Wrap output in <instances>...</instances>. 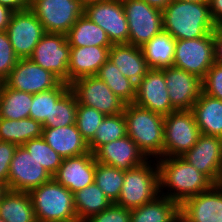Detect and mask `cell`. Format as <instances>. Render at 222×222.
<instances>
[{
  "instance_id": "6da1fadb",
  "label": "cell",
  "mask_w": 222,
  "mask_h": 222,
  "mask_svg": "<svg viewBox=\"0 0 222 222\" xmlns=\"http://www.w3.org/2000/svg\"><path fill=\"white\" fill-rule=\"evenodd\" d=\"M160 195L181 205L185 200L209 190L214 183L182 157L156 159ZM164 189V190H163Z\"/></svg>"
},
{
  "instance_id": "7a4b0ae2",
  "label": "cell",
  "mask_w": 222,
  "mask_h": 222,
  "mask_svg": "<svg viewBox=\"0 0 222 222\" xmlns=\"http://www.w3.org/2000/svg\"><path fill=\"white\" fill-rule=\"evenodd\" d=\"M162 12L163 31L176 40L203 37L213 33L217 27L212 20L208 2L173 0Z\"/></svg>"
},
{
  "instance_id": "3957f363",
  "label": "cell",
  "mask_w": 222,
  "mask_h": 222,
  "mask_svg": "<svg viewBox=\"0 0 222 222\" xmlns=\"http://www.w3.org/2000/svg\"><path fill=\"white\" fill-rule=\"evenodd\" d=\"M127 135L147 159L163 158L164 116L135 103L125 105Z\"/></svg>"
},
{
  "instance_id": "277c9868",
  "label": "cell",
  "mask_w": 222,
  "mask_h": 222,
  "mask_svg": "<svg viewBox=\"0 0 222 222\" xmlns=\"http://www.w3.org/2000/svg\"><path fill=\"white\" fill-rule=\"evenodd\" d=\"M37 222H79L74 194L53 178L29 192Z\"/></svg>"
},
{
  "instance_id": "5b68a950",
  "label": "cell",
  "mask_w": 222,
  "mask_h": 222,
  "mask_svg": "<svg viewBox=\"0 0 222 222\" xmlns=\"http://www.w3.org/2000/svg\"><path fill=\"white\" fill-rule=\"evenodd\" d=\"M159 195L158 165L155 159H148L142 165L124 171V181L116 204L132 210L153 201Z\"/></svg>"
},
{
  "instance_id": "8992f818",
  "label": "cell",
  "mask_w": 222,
  "mask_h": 222,
  "mask_svg": "<svg viewBox=\"0 0 222 222\" xmlns=\"http://www.w3.org/2000/svg\"><path fill=\"white\" fill-rule=\"evenodd\" d=\"M201 135L191 110L174 111L164 116L163 157H181Z\"/></svg>"
},
{
  "instance_id": "52a82bcc",
  "label": "cell",
  "mask_w": 222,
  "mask_h": 222,
  "mask_svg": "<svg viewBox=\"0 0 222 222\" xmlns=\"http://www.w3.org/2000/svg\"><path fill=\"white\" fill-rule=\"evenodd\" d=\"M29 9L42 23L45 32L67 34L85 5L80 0H30Z\"/></svg>"
},
{
  "instance_id": "ba28073f",
  "label": "cell",
  "mask_w": 222,
  "mask_h": 222,
  "mask_svg": "<svg viewBox=\"0 0 222 222\" xmlns=\"http://www.w3.org/2000/svg\"><path fill=\"white\" fill-rule=\"evenodd\" d=\"M129 27L128 44L142 47L163 31V12L143 0H122Z\"/></svg>"
},
{
  "instance_id": "9c48e42d",
  "label": "cell",
  "mask_w": 222,
  "mask_h": 222,
  "mask_svg": "<svg viewBox=\"0 0 222 222\" xmlns=\"http://www.w3.org/2000/svg\"><path fill=\"white\" fill-rule=\"evenodd\" d=\"M214 63V32L196 39L176 40L174 67L203 79Z\"/></svg>"
},
{
  "instance_id": "30bf717a",
  "label": "cell",
  "mask_w": 222,
  "mask_h": 222,
  "mask_svg": "<svg viewBox=\"0 0 222 222\" xmlns=\"http://www.w3.org/2000/svg\"><path fill=\"white\" fill-rule=\"evenodd\" d=\"M78 104L95 108L104 115L124 112L126 103L115 95L107 84L97 76H85L70 83Z\"/></svg>"
},
{
  "instance_id": "8fae6325",
  "label": "cell",
  "mask_w": 222,
  "mask_h": 222,
  "mask_svg": "<svg viewBox=\"0 0 222 222\" xmlns=\"http://www.w3.org/2000/svg\"><path fill=\"white\" fill-rule=\"evenodd\" d=\"M84 14L106 32L112 45L128 43L129 27L122 0L86 4Z\"/></svg>"
},
{
  "instance_id": "7c38bea8",
  "label": "cell",
  "mask_w": 222,
  "mask_h": 222,
  "mask_svg": "<svg viewBox=\"0 0 222 222\" xmlns=\"http://www.w3.org/2000/svg\"><path fill=\"white\" fill-rule=\"evenodd\" d=\"M70 49L65 34L46 32L29 59L68 83Z\"/></svg>"
},
{
  "instance_id": "4fadbf2b",
  "label": "cell",
  "mask_w": 222,
  "mask_h": 222,
  "mask_svg": "<svg viewBox=\"0 0 222 222\" xmlns=\"http://www.w3.org/2000/svg\"><path fill=\"white\" fill-rule=\"evenodd\" d=\"M6 32L19 59L30 58L46 33L42 23L29 8L13 12Z\"/></svg>"
},
{
  "instance_id": "5bb4252c",
  "label": "cell",
  "mask_w": 222,
  "mask_h": 222,
  "mask_svg": "<svg viewBox=\"0 0 222 222\" xmlns=\"http://www.w3.org/2000/svg\"><path fill=\"white\" fill-rule=\"evenodd\" d=\"M51 179L49 172L23 146H17L10 164L8 190L29 193Z\"/></svg>"
},
{
  "instance_id": "9a60e30c",
  "label": "cell",
  "mask_w": 222,
  "mask_h": 222,
  "mask_svg": "<svg viewBox=\"0 0 222 222\" xmlns=\"http://www.w3.org/2000/svg\"><path fill=\"white\" fill-rule=\"evenodd\" d=\"M62 81L31 59H19L3 83L14 90L30 94L56 88Z\"/></svg>"
},
{
  "instance_id": "2e32d148",
  "label": "cell",
  "mask_w": 222,
  "mask_h": 222,
  "mask_svg": "<svg viewBox=\"0 0 222 222\" xmlns=\"http://www.w3.org/2000/svg\"><path fill=\"white\" fill-rule=\"evenodd\" d=\"M134 103L162 116H167L176 111L171 106L162 69H149L146 75L136 84Z\"/></svg>"
},
{
  "instance_id": "e0dca14e",
  "label": "cell",
  "mask_w": 222,
  "mask_h": 222,
  "mask_svg": "<svg viewBox=\"0 0 222 222\" xmlns=\"http://www.w3.org/2000/svg\"><path fill=\"white\" fill-rule=\"evenodd\" d=\"M214 184L222 175V138L201 134L197 143L181 156Z\"/></svg>"
},
{
  "instance_id": "ac0fdd59",
  "label": "cell",
  "mask_w": 222,
  "mask_h": 222,
  "mask_svg": "<svg viewBox=\"0 0 222 222\" xmlns=\"http://www.w3.org/2000/svg\"><path fill=\"white\" fill-rule=\"evenodd\" d=\"M171 106L176 110H191L203 92L202 79L174 66L162 69Z\"/></svg>"
},
{
  "instance_id": "d6986e66",
  "label": "cell",
  "mask_w": 222,
  "mask_h": 222,
  "mask_svg": "<svg viewBox=\"0 0 222 222\" xmlns=\"http://www.w3.org/2000/svg\"><path fill=\"white\" fill-rule=\"evenodd\" d=\"M180 215L186 222H222V187L214 184L188 198L180 205Z\"/></svg>"
},
{
  "instance_id": "ffe728a7",
  "label": "cell",
  "mask_w": 222,
  "mask_h": 222,
  "mask_svg": "<svg viewBox=\"0 0 222 222\" xmlns=\"http://www.w3.org/2000/svg\"><path fill=\"white\" fill-rule=\"evenodd\" d=\"M96 160L92 152L64 158L52 178L75 193L94 182Z\"/></svg>"
},
{
  "instance_id": "44dd1931",
  "label": "cell",
  "mask_w": 222,
  "mask_h": 222,
  "mask_svg": "<svg viewBox=\"0 0 222 222\" xmlns=\"http://www.w3.org/2000/svg\"><path fill=\"white\" fill-rule=\"evenodd\" d=\"M93 154L97 162L123 171L138 167L148 160L128 135L100 146Z\"/></svg>"
},
{
  "instance_id": "7402d4cb",
  "label": "cell",
  "mask_w": 222,
  "mask_h": 222,
  "mask_svg": "<svg viewBox=\"0 0 222 222\" xmlns=\"http://www.w3.org/2000/svg\"><path fill=\"white\" fill-rule=\"evenodd\" d=\"M111 47H71L68 64V84L80 77L96 75L100 67L109 59V49Z\"/></svg>"
},
{
  "instance_id": "603a6c76",
  "label": "cell",
  "mask_w": 222,
  "mask_h": 222,
  "mask_svg": "<svg viewBox=\"0 0 222 222\" xmlns=\"http://www.w3.org/2000/svg\"><path fill=\"white\" fill-rule=\"evenodd\" d=\"M42 138L63 159L89 152L88 143L81 136L76 124L57 128H43Z\"/></svg>"
},
{
  "instance_id": "cb8c5ba5",
  "label": "cell",
  "mask_w": 222,
  "mask_h": 222,
  "mask_svg": "<svg viewBox=\"0 0 222 222\" xmlns=\"http://www.w3.org/2000/svg\"><path fill=\"white\" fill-rule=\"evenodd\" d=\"M109 60L117 66L122 75L137 84L149 67L140 47L131 44H114L109 49Z\"/></svg>"
},
{
  "instance_id": "d4e9b609",
  "label": "cell",
  "mask_w": 222,
  "mask_h": 222,
  "mask_svg": "<svg viewBox=\"0 0 222 222\" xmlns=\"http://www.w3.org/2000/svg\"><path fill=\"white\" fill-rule=\"evenodd\" d=\"M191 111L201 134L222 138V101L201 93Z\"/></svg>"
},
{
  "instance_id": "484cf974",
  "label": "cell",
  "mask_w": 222,
  "mask_h": 222,
  "mask_svg": "<svg viewBox=\"0 0 222 222\" xmlns=\"http://www.w3.org/2000/svg\"><path fill=\"white\" fill-rule=\"evenodd\" d=\"M0 218L6 222H37L29 193L7 189L0 199Z\"/></svg>"
},
{
  "instance_id": "4316f807",
  "label": "cell",
  "mask_w": 222,
  "mask_h": 222,
  "mask_svg": "<svg viewBox=\"0 0 222 222\" xmlns=\"http://www.w3.org/2000/svg\"><path fill=\"white\" fill-rule=\"evenodd\" d=\"M176 39L162 31L141 48L149 69H163L173 66Z\"/></svg>"
},
{
  "instance_id": "83f0119b",
  "label": "cell",
  "mask_w": 222,
  "mask_h": 222,
  "mask_svg": "<svg viewBox=\"0 0 222 222\" xmlns=\"http://www.w3.org/2000/svg\"><path fill=\"white\" fill-rule=\"evenodd\" d=\"M180 215V205L162 195L131 210L130 222H174Z\"/></svg>"
},
{
  "instance_id": "f1b7e54d",
  "label": "cell",
  "mask_w": 222,
  "mask_h": 222,
  "mask_svg": "<svg viewBox=\"0 0 222 222\" xmlns=\"http://www.w3.org/2000/svg\"><path fill=\"white\" fill-rule=\"evenodd\" d=\"M66 36L70 47L112 46L106 32L85 14L78 18Z\"/></svg>"
},
{
  "instance_id": "f546056e",
  "label": "cell",
  "mask_w": 222,
  "mask_h": 222,
  "mask_svg": "<svg viewBox=\"0 0 222 222\" xmlns=\"http://www.w3.org/2000/svg\"><path fill=\"white\" fill-rule=\"evenodd\" d=\"M42 124L32 118L10 120L0 118V141L22 146L31 139L42 137Z\"/></svg>"
},
{
  "instance_id": "4dcf8cb0",
  "label": "cell",
  "mask_w": 222,
  "mask_h": 222,
  "mask_svg": "<svg viewBox=\"0 0 222 222\" xmlns=\"http://www.w3.org/2000/svg\"><path fill=\"white\" fill-rule=\"evenodd\" d=\"M73 194L79 222H85L91 216L102 212L112 204V201L106 197L95 182Z\"/></svg>"
},
{
  "instance_id": "1f68e13d",
  "label": "cell",
  "mask_w": 222,
  "mask_h": 222,
  "mask_svg": "<svg viewBox=\"0 0 222 222\" xmlns=\"http://www.w3.org/2000/svg\"><path fill=\"white\" fill-rule=\"evenodd\" d=\"M33 94L7 87L0 83V118L21 120L29 117Z\"/></svg>"
},
{
  "instance_id": "d6a6232c",
  "label": "cell",
  "mask_w": 222,
  "mask_h": 222,
  "mask_svg": "<svg viewBox=\"0 0 222 222\" xmlns=\"http://www.w3.org/2000/svg\"><path fill=\"white\" fill-rule=\"evenodd\" d=\"M70 89V84L61 82L56 88L33 94L29 118L39 121L43 128H51L52 104Z\"/></svg>"
},
{
  "instance_id": "836d02e7",
  "label": "cell",
  "mask_w": 222,
  "mask_h": 222,
  "mask_svg": "<svg viewBox=\"0 0 222 222\" xmlns=\"http://www.w3.org/2000/svg\"><path fill=\"white\" fill-rule=\"evenodd\" d=\"M103 80L111 91L126 104L134 103L136 84L124 77L109 59L100 67L95 75Z\"/></svg>"
},
{
  "instance_id": "e575fe53",
  "label": "cell",
  "mask_w": 222,
  "mask_h": 222,
  "mask_svg": "<svg viewBox=\"0 0 222 222\" xmlns=\"http://www.w3.org/2000/svg\"><path fill=\"white\" fill-rule=\"evenodd\" d=\"M127 135L126 119L123 113L105 116L96 130L88 149L94 153L100 146Z\"/></svg>"
},
{
  "instance_id": "d590c367",
  "label": "cell",
  "mask_w": 222,
  "mask_h": 222,
  "mask_svg": "<svg viewBox=\"0 0 222 222\" xmlns=\"http://www.w3.org/2000/svg\"><path fill=\"white\" fill-rule=\"evenodd\" d=\"M123 181V170L96 161L94 182L104 192L106 197L112 201V203L117 202Z\"/></svg>"
},
{
  "instance_id": "8d00e7d4",
  "label": "cell",
  "mask_w": 222,
  "mask_h": 222,
  "mask_svg": "<svg viewBox=\"0 0 222 222\" xmlns=\"http://www.w3.org/2000/svg\"><path fill=\"white\" fill-rule=\"evenodd\" d=\"M53 176L59 169L63 158L40 137L22 145Z\"/></svg>"
},
{
  "instance_id": "74e56055",
  "label": "cell",
  "mask_w": 222,
  "mask_h": 222,
  "mask_svg": "<svg viewBox=\"0 0 222 222\" xmlns=\"http://www.w3.org/2000/svg\"><path fill=\"white\" fill-rule=\"evenodd\" d=\"M78 101L74 92L69 89L57 102L52 104L51 128L75 124Z\"/></svg>"
},
{
  "instance_id": "f35d334b",
  "label": "cell",
  "mask_w": 222,
  "mask_h": 222,
  "mask_svg": "<svg viewBox=\"0 0 222 222\" xmlns=\"http://www.w3.org/2000/svg\"><path fill=\"white\" fill-rule=\"evenodd\" d=\"M105 116L95 108L78 104L75 124L87 143L94 138L96 130Z\"/></svg>"
},
{
  "instance_id": "ab89813d",
  "label": "cell",
  "mask_w": 222,
  "mask_h": 222,
  "mask_svg": "<svg viewBox=\"0 0 222 222\" xmlns=\"http://www.w3.org/2000/svg\"><path fill=\"white\" fill-rule=\"evenodd\" d=\"M15 54L6 31L0 32V83H2L17 64Z\"/></svg>"
},
{
  "instance_id": "60d3db41",
  "label": "cell",
  "mask_w": 222,
  "mask_h": 222,
  "mask_svg": "<svg viewBox=\"0 0 222 222\" xmlns=\"http://www.w3.org/2000/svg\"><path fill=\"white\" fill-rule=\"evenodd\" d=\"M203 93L222 101V64L214 63L202 79Z\"/></svg>"
},
{
  "instance_id": "b9f144b4",
  "label": "cell",
  "mask_w": 222,
  "mask_h": 222,
  "mask_svg": "<svg viewBox=\"0 0 222 222\" xmlns=\"http://www.w3.org/2000/svg\"><path fill=\"white\" fill-rule=\"evenodd\" d=\"M130 214V209L112 203L107 209L91 216L85 222H130Z\"/></svg>"
},
{
  "instance_id": "7bdbcfd3",
  "label": "cell",
  "mask_w": 222,
  "mask_h": 222,
  "mask_svg": "<svg viewBox=\"0 0 222 222\" xmlns=\"http://www.w3.org/2000/svg\"><path fill=\"white\" fill-rule=\"evenodd\" d=\"M17 145L10 142L0 141V183L8 188V175L11 160L16 151Z\"/></svg>"
},
{
  "instance_id": "ee69618b",
  "label": "cell",
  "mask_w": 222,
  "mask_h": 222,
  "mask_svg": "<svg viewBox=\"0 0 222 222\" xmlns=\"http://www.w3.org/2000/svg\"><path fill=\"white\" fill-rule=\"evenodd\" d=\"M214 62L222 64V25L214 31Z\"/></svg>"
},
{
  "instance_id": "f6af8a7d",
  "label": "cell",
  "mask_w": 222,
  "mask_h": 222,
  "mask_svg": "<svg viewBox=\"0 0 222 222\" xmlns=\"http://www.w3.org/2000/svg\"><path fill=\"white\" fill-rule=\"evenodd\" d=\"M210 14L215 25H222V0H208Z\"/></svg>"
},
{
  "instance_id": "bcb514c9",
  "label": "cell",
  "mask_w": 222,
  "mask_h": 222,
  "mask_svg": "<svg viewBox=\"0 0 222 222\" xmlns=\"http://www.w3.org/2000/svg\"><path fill=\"white\" fill-rule=\"evenodd\" d=\"M30 0H0V4L10 8L12 11H22L29 8Z\"/></svg>"
},
{
  "instance_id": "7dc6e473",
  "label": "cell",
  "mask_w": 222,
  "mask_h": 222,
  "mask_svg": "<svg viewBox=\"0 0 222 222\" xmlns=\"http://www.w3.org/2000/svg\"><path fill=\"white\" fill-rule=\"evenodd\" d=\"M13 12L10 8L0 4V32L7 30Z\"/></svg>"
},
{
  "instance_id": "c3c4849f",
  "label": "cell",
  "mask_w": 222,
  "mask_h": 222,
  "mask_svg": "<svg viewBox=\"0 0 222 222\" xmlns=\"http://www.w3.org/2000/svg\"><path fill=\"white\" fill-rule=\"evenodd\" d=\"M143 1H145L149 6H152L154 8L163 11L173 0H143Z\"/></svg>"
},
{
  "instance_id": "681fc988",
  "label": "cell",
  "mask_w": 222,
  "mask_h": 222,
  "mask_svg": "<svg viewBox=\"0 0 222 222\" xmlns=\"http://www.w3.org/2000/svg\"><path fill=\"white\" fill-rule=\"evenodd\" d=\"M84 5L92 3V2H99V1H107V0H80Z\"/></svg>"
},
{
  "instance_id": "f907efd6",
  "label": "cell",
  "mask_w": 222,
  "mask_h": 222,
  "mask_svg": "<svg viewBox=\"0 0 222 222\" xmlns=\"http://www.w3.org/2000/svg\"><path fill=\"white\" fill-rule=\"evenodd\" d=\"M6 190H7L6 186L0 183V199Z\"/></svg>"
},
{
  "instance_id": "816d5d0a",
  "label": "cell",
  "mask_w": 222,
  "mask_h": 222,
  "mask_svg": "<svg viewBox=\"0 0 222 222\" xmlns=\"http://www.w3.org/2000/svg\"><path fill=\"white\" fill-rule=\"evenodd\" d=\"M180 1H187V2H208V0H180Z\"/></svg>"
},
{
  "instance_id": "f5cc1de1",
  "label": "cell",
  "mask_w": 222,
  "mask_h": 222,
  "mask_svg": "<svg viewBox=\"0 0 222 222\" xmlns=\"http://www.w3.org/2000/svg\"><path fill=\"white\" fill-rule=\"evenodd\" d=\"M174 222H186L181 215Z\"/></svg>"
},
{
  "instance_id": "db71d44e",
  "label": "cell",
  "mask_w": 222,
  "mask_h": 222,
  "mask_svg": "<svg viewBox=\"0 0 222 222\" xmlns=\"http://www.w3.org/2000/svg\"><path fill=\"white\" fill-rule=\"evenodd\" d=\"M219 185L222 187V175H221V178H220V181H219Z\"/></svg>"
}]
</instances>
